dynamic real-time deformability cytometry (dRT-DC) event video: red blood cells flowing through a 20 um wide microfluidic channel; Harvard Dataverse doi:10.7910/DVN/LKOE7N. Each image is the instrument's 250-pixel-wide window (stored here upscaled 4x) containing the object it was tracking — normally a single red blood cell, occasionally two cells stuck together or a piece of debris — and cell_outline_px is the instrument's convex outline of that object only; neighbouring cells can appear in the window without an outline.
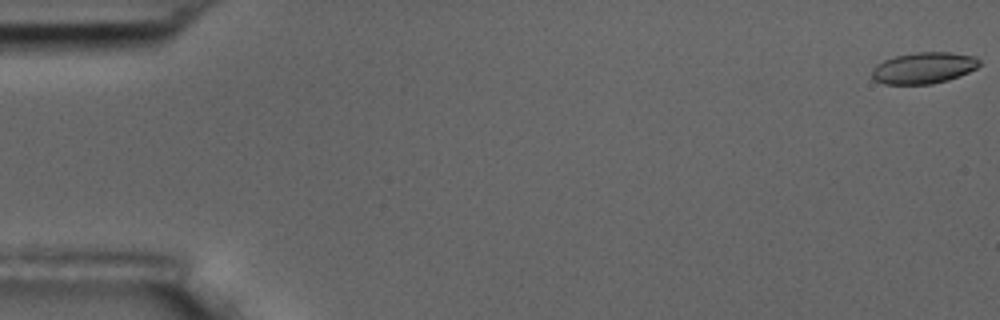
{"species": "common noctule bat (a hibernating species)", "species_latin": "Nyctalus noctula", "temperature_condition": "room temperature", "stored_images_in_passage": 6, "camera_frame_rate_fps": 3000, "um_per_image_px": 0.085, "animal": {"sex": "male", "body_mass_g": 17.5, "forearm_length_mm": 52.3}, "frame": {"image": 1, "passage_image": 1, "time_ms": 0.0, "image_size_px": [1000, 320], "cell_outline_px": [[980, 64], [976, 68], [960, 76], [948, 80], [932, 84], [884, 84], [876, 80], [872, 76], [872, 68], [876, 64], [884, 60], [896, 56], [916, 52], [948, 52], [976, 56], [980, 60]], "centroid_in_image_um": [78.53, 5.77], "position_along_channel_um": 6.5, "area_um2": 19.65}}
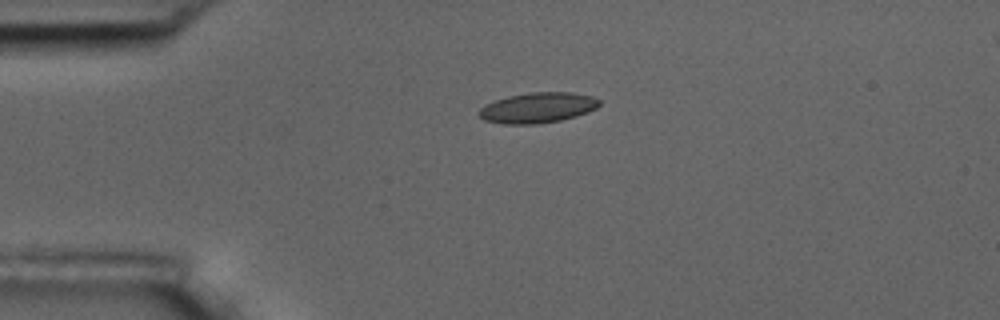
{"frame": {"image": 2, "passage_image": 4, "time_ms": 4.333, "image_size_px": [1000, 320], "cell_outline_px": [[600, 104], [596, 108], [588, 112], [576, 116], [560, 120], [536, 124], [504, 124], [484, 120], [476, 112], [484, 104], [508, 96], [528, 92], [568, 92], [592, 96], [600, 100]], "centroid_in_image_um": [45.68, 9.15], "position_along_channel_um": 39.3, "area_um2": 21.39}}